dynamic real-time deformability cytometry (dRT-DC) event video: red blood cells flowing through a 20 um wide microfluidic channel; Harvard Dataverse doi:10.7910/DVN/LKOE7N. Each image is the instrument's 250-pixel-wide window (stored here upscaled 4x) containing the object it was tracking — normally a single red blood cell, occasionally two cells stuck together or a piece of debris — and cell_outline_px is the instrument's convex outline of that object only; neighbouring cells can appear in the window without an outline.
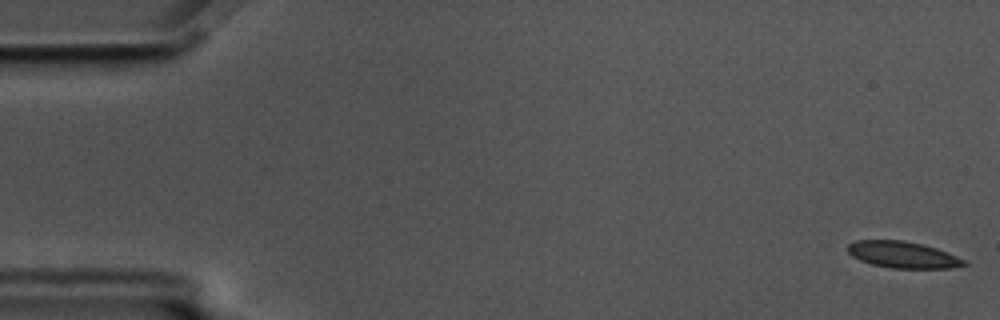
{"species": "common noctule bat (a hibernating species)", "species_latin": "Nyctalus noctula", "temperature_condition": "cold", "stored_images_in_passage": 57, "camera_frame_rate_fps": 3000, "um_per_image_px": 0.085, "animal": {"sex": "male", "body_mass_g": 17.5, "forearm_length_mm": 52.3}, "frame": {"image": 1, "passage_image": 1, "time_ms": 0.0, "image_size_px": [1000, 320], "cell_outline_px": [[968, 264], [952, 268], [892, 268], [872, 264], [860, 260], [852, 256], [848, 252], [848, 244], [856, 240], [900, 240], [924, 244], [948, 252], [964, 260]], "centroid_in_image_um": [76.74, 21.65], "position_along_channel_um": 8.3, "area_um2": 17.92}}
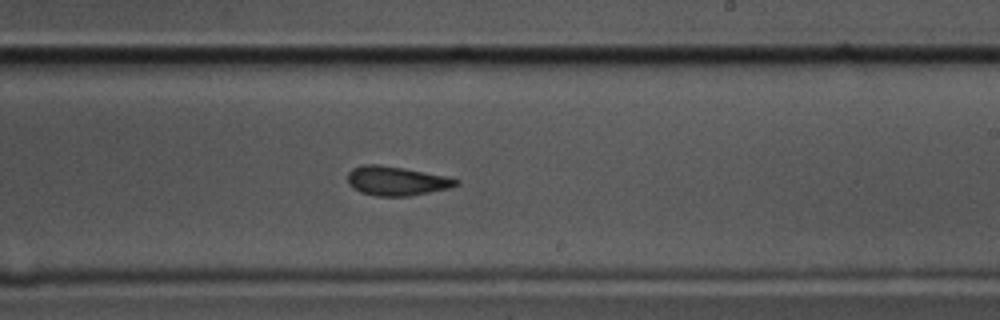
{"frame": {"image": 2, "passage_image": 34, "time_ms": 11.0, "image_size_px": [1000, 320], "cell_outline_px": [[460, 184], [448, 188], [408, 196], [376, 196], [360, 192], [352, 188], [348, 184], [348, 172], [352, 168], [364, 164], [380, 164], [404, 168], [444, 176], [460, 180]], "centroid_in_image_um": [33.65, 15.37], "position_along_channel_um": 255.4, "area_um2": 18.38}}
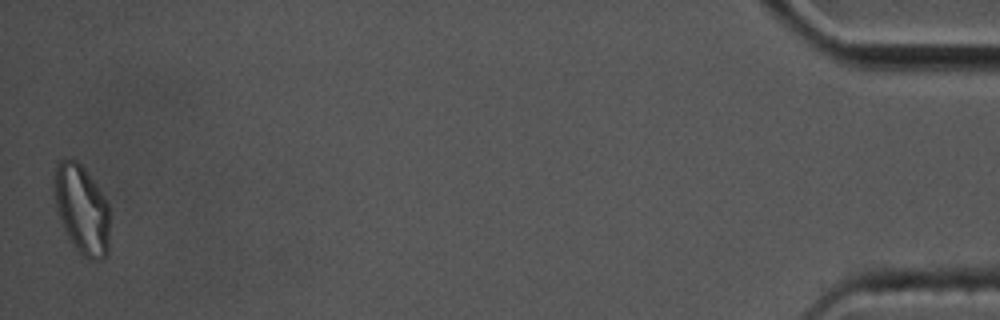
{"frame": {"image": 3, "passage_image": 57, "time_ms": 18.667, "image_size_px": [1000, 320], "cell_outline_px": [[108, 256], [100, 260], [92, 260], [80, 256], [72, 244], [56, 212], [52, 188], [52, 176], [56, 160], [64, 156], [76, 160], [84, 168], [108, 204]], "centroid_in_image_um": [6.87, 17.76], "position_along_channel_um": 428.3, "area_um2": 29.48}, "authors_computed_cell_mechanics": {"area_um2": 18.9006, "velocity_mm_per_s": 3.48, "shape_relaxation_time_tau1_ms": 4.8342, "shape_relaxation_time_tau2_ms": 1.9178, "deformation_change_tau1": 0.136, "deformation_change_tau2": 0.0712}}